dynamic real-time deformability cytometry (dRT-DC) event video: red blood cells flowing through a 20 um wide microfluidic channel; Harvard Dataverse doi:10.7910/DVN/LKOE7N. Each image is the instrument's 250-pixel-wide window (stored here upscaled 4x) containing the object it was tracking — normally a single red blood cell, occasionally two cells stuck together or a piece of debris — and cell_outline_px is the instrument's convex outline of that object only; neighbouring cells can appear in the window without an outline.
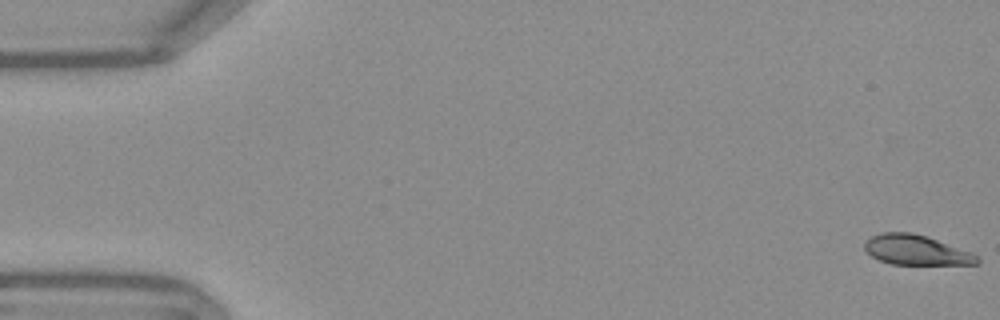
{"species": "Egyptian fruit bat (a non-hibernating species)", "species_latin": "Rousettus aegyptiacus", "temperature_condition": "warm", "stored_images_in_passage": 54, "camera_frame_rate_fps": 3000, "um_per_image_px": 0.085, "frame": {"image": 1, "passage_image": 1, "time_ms": 0.0, "image_size_px": [1000, 320], "cell_outline_px": [[980, 264], [892, 264], [880, 260], [872, 256], [864, 248], [864, 244], [872, 236], [880, 232], [912, 232], [928, 236], [972, 252], [980, 256]], "centroid_in_image_um": [77.92, 21.24], "position_along_channel_um": 7.1, "area_um2": 19.71}}
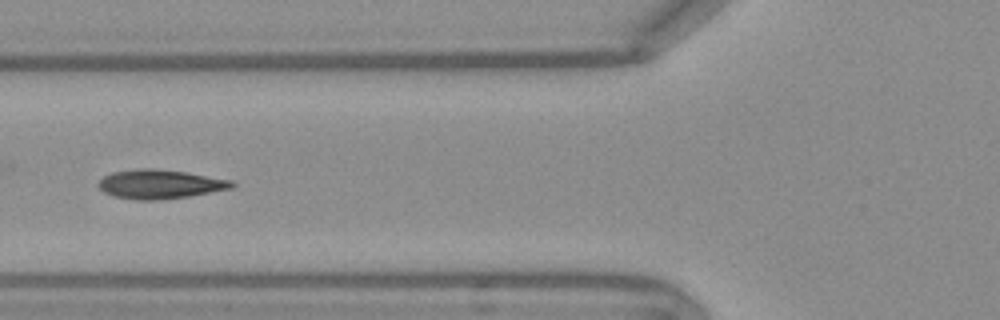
{"frame": {"image": 2, "passage_image": 21, "time_ms": 6.667, "image_size_px": [1000, 320], "cell_outline_px": [[236, 184], [232, 188], [188, 196], [160, 200], [132, 200], [112, 196], [104, 192], [96, 184], [104, 176], [112, 172], [140, 168], [152, 168], [184, 172], [232, 180]], "centroid_in_image_um": [13.55, 15.66], "position_along_channel_um": 112.2, "area_um2": 22.6}}
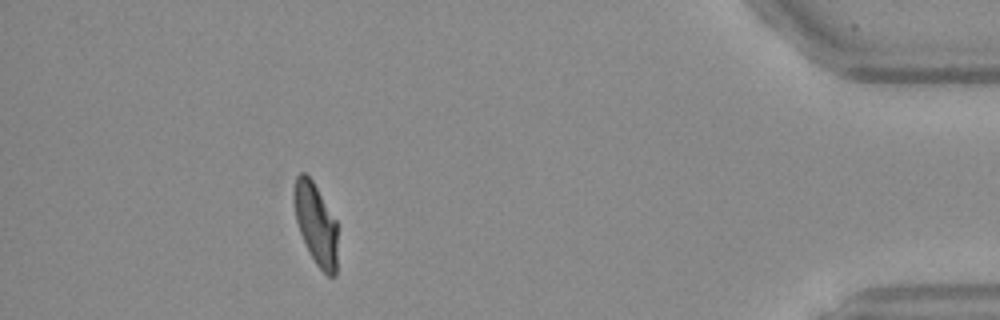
{"frame": {"image": 3, "passage_image": 49, "time_ms": 16.0, "image_size_px": [1000, 320], "cell_outline_px": [[336, 276], [328, 276], [316, 264], [300, 232], [296, 220], [292, 200], [292, 192], [296, 176], [300, 172], [304, 172], [312, 180], [336, 220]], "centroid_in_image_um": [26.81, 18.98], "position_along_channel_um": 408.4, "area_um2": 20.46}, "authors_computed_cell_mechanics": {"area_um2": 21.6172, "velocity_mm_per_s": 3.7659, "shape_relaxation_time_tau1_ms": 5.1805, "shape_relaxation_time_tau2_ms": 0.9329, "deformation_change_tau1": 0.2008, "deformation_change_tau2": 0.0539}}